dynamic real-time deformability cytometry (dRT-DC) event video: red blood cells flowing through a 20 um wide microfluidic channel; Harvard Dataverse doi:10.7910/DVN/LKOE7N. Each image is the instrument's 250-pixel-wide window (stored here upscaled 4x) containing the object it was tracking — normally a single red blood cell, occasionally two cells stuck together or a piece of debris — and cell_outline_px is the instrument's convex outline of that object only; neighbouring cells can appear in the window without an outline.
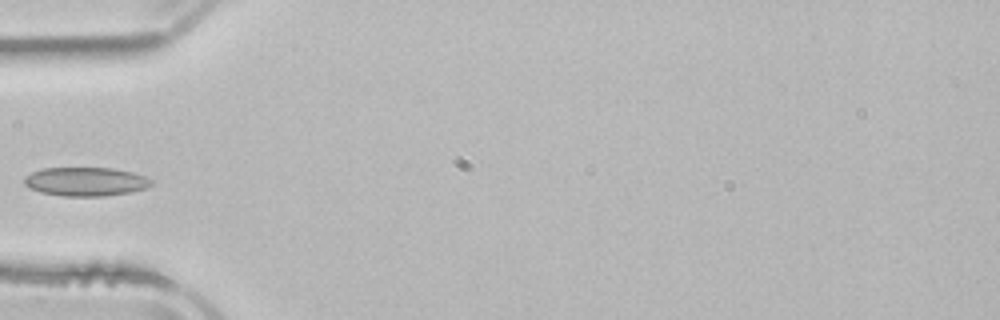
{"species": "common noctule bat (a hibernating species)", "species_latin": "Nyctalus noctula", "temperature_condition": "room temperature", "stored_images_in_passage": 4, "camera_frame_rate_fps": 3000, "um_per_image_px": 0.085, "animal": {"sex": "male", "body_mass_g": 21.5, "forearm_length_mm": 52.0}, "frame": {"image": 1, "passage_image": 4, "time_ms": 5.0, "image_size_px": [1000, 320], "cell_outline_px": [[152, 184], [144, 188], [132, 192], [104, 196], [64, 196], [40, 192], [24, 184], [24, 176], [32, 172], [44, 168], [112, 168], [132, 172], [144, 176], [152, 180]], "centroid_in_image_um": [7.28, 15.43], "position_along_channel_um": 77.7, "area_um2": 21.21}}